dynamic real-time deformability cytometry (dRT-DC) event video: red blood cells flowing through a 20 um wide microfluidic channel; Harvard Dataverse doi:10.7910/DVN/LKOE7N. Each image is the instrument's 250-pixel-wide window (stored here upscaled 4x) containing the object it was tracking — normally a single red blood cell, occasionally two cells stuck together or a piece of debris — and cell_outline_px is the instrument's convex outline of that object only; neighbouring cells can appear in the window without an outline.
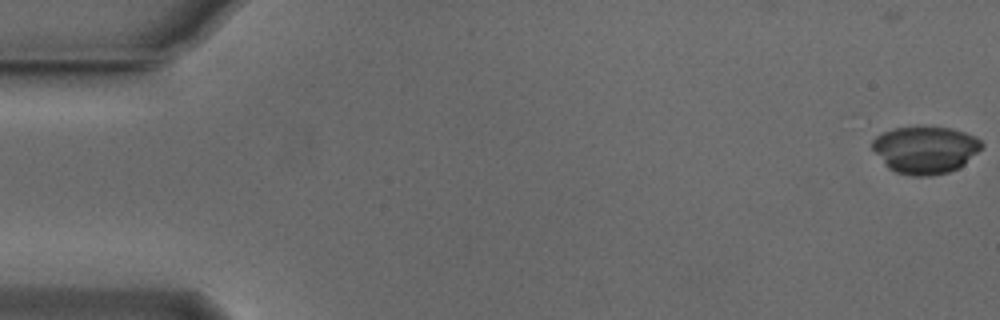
{"species": "Egyptian fruit bat (a non-hibernating species)", "species_latin": "Rousettus aegyptiacus", "temperature_condition": "cold", "stored_images_in_passage": 52, "camera_frame_rate_fps": 3000, "um_per_image_px": 0.085, "animal": {"sex": "male"}, "frame": {"image": 1, "passage_image": 1, "time_ms": 0.0, "image_size_px": [1000, 320], "cell_outline_px": [[984, 144], [960, 168], [948, 172], [932, 176], [912, 176], [896, 172], [888, 168], [884, 164], [872, 148], [872, 140], [876, 136], [884, 132], [896, 128], [952, 128], [976, 136]], "centroid_in_image_um": [78.64, 12.75], "position_along_channel_um": 6.4, "area_um2": 29.82}}
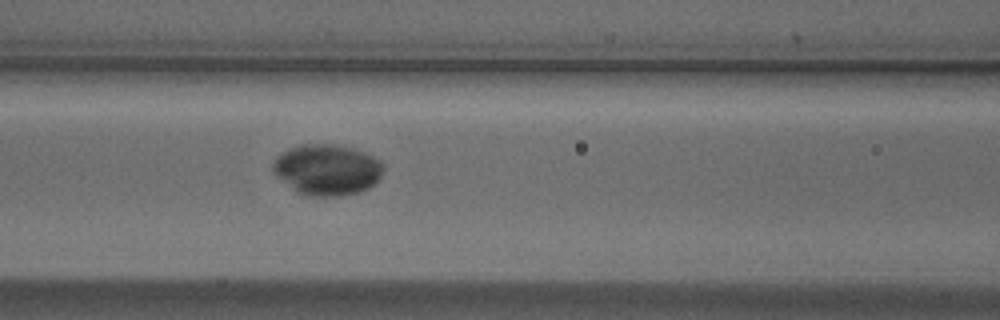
{"frame": {"image": 2, "passage_image": 23, "time_ms": 7.333, "image_size_px": [1000, 320], "cell_outline_px": [[384, 168], [380, 176], [368, 188], [356, 192], [336, 196], [308, 196], [296, 192], [276, 176], [272, 172], [272, 164], [276, 156], [288, 148], [300, 144], [332, 144], [352, 148], [364, 152], [380, 160], [384, 164]], "centroid_in_image_um": [27.75, 14.41], "position_along_channel_um": 138.9, "area_um2": 32.77}}
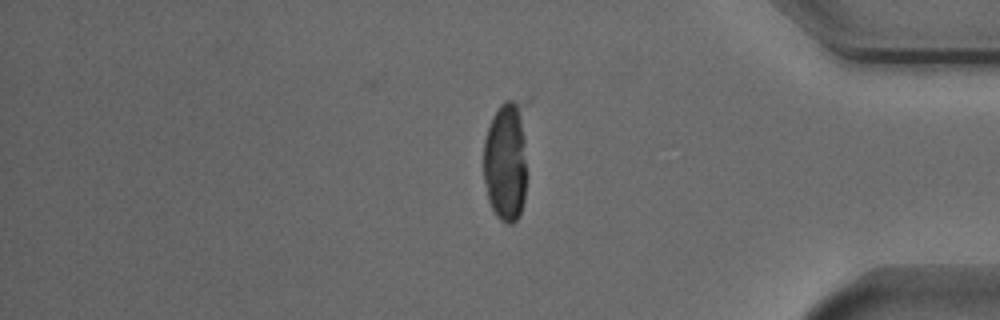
{"frame": {"image": 3, "passage_image": 45, "time_ms": 14.667, "image_size_px": [1000, 320], "cell_outline_px": [[532, 100], [524, 200], [520, 216], [512, 224], [508, 224], [500, 220], [496, 216], [488, 200], [484, 180], [484, 140], [492, 116], [500, 104], [504, 100], [528, 96], [532, 96]], "centroid_in_image_um": [43.15, 13.4], "position_along_channel_um": 392.0, "area_um2": 34.04}}